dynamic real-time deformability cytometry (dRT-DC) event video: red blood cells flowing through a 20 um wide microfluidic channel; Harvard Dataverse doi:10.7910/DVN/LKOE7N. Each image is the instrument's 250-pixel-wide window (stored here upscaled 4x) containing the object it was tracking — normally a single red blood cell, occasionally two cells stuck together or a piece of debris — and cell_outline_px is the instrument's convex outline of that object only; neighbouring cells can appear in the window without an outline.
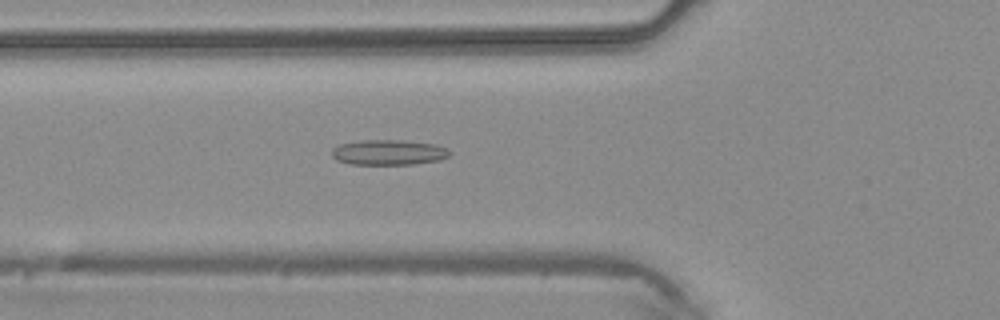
{"species": "common noctule bat (a hibernating species)", "species_latin": "Nyctalus noctula", "temperature_condition": "warm", "stored_images_in_passage": 31, "camera_frame_rate_fps": 3000, "um_per_image_px": 0.085, "animal": {"sex": "male", "body_mass_g": 20.4}, "frame": {"image": 1, "passage_image": 2, "time_ms": 0.333, "image_size_px": [1000, 320], "cell_outline_px": [[452, 152], [448, 156], [440, 160], [412, 164], [348, 164], [336, 160], [332, 156], [332, 148], [340, 144], [364, 140], [404, 140], [436, 144], [448, 148]], "centroid_in_image_um": [33.05, 12.95], "position_along_channel_um": 92.7, "area_um2": 17.46}}
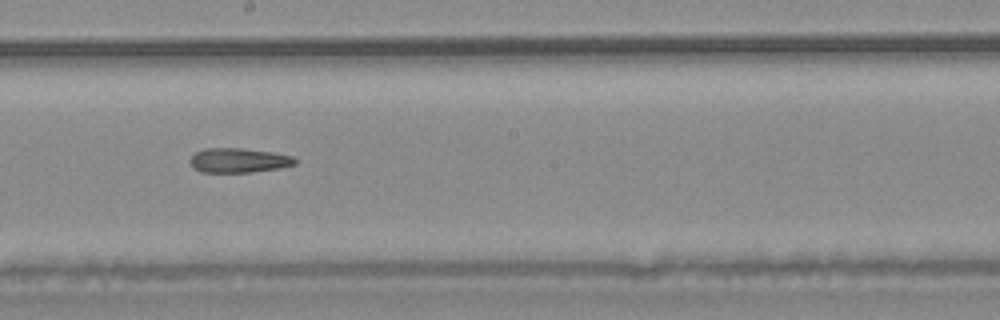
{"frame": {"image": 2, "passage_image": 11, "time_ms": 3.333, "image_size_px": [1000, 320], "cell_outline_px": [[296, 164], [280, 168], [252, 172], [200, 172], [192, 168], [188, 160], [196, 152], [204, 148], [240, 148], [272, 152], [292, 156], [296, 160]], "centroid_in_image_um": [20.24, 13.63], "position_along_channel_um": 228.0, "area_um2": 15.09}}
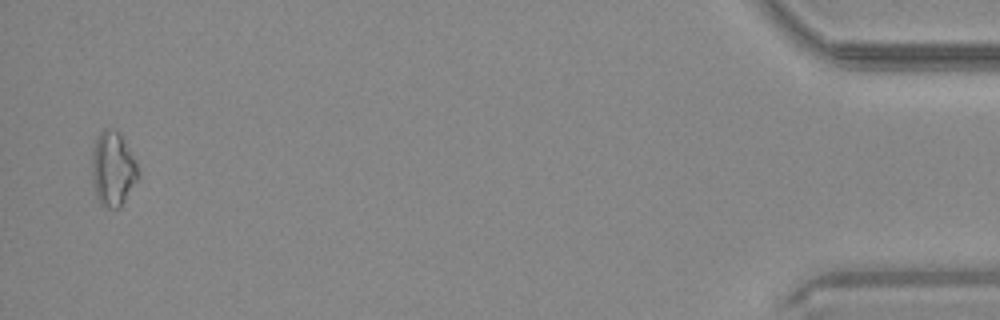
{"frame": {"image": 3, "passage_image": 30, "time_ms": 9.667, "image_size_px": [1000, 320], "cell_outline_px": [[140, 176], [120, 208], [104, 208], [100, 204], [96, 196], [92, 180], [92, 148], [100, 132], [104, 128], [108, 128], [120, 132], [136, 160], [140, 172]], "centroid_in_image_um": [9.61, 14.36], "position_along_channel_um": 425.6, "area_um2": 20.46}}